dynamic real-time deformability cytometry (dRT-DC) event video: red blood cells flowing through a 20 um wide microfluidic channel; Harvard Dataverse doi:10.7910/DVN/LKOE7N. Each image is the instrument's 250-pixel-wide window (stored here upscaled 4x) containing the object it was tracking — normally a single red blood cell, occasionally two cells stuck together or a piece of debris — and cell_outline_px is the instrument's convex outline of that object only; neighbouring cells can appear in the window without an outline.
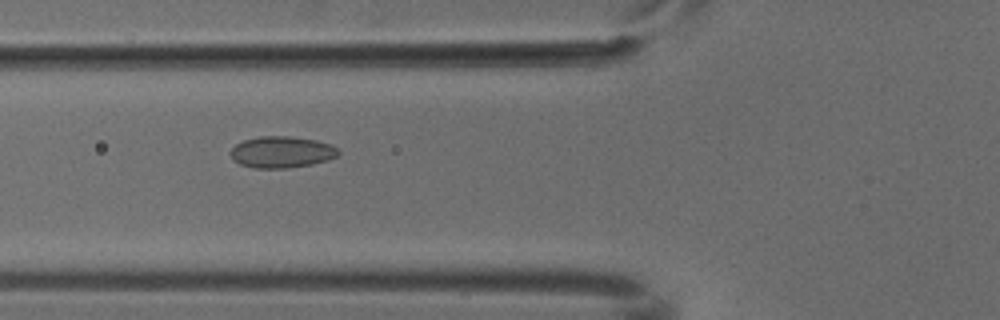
{"species": "common noctule bat (a hibernating species)", "species_latin": "Nyctalus noctula", "temperature_condition": "cold", "stored_images_in_passage": 8, "camera_frame_rate_fps": 3000, "um_per_image_px": 0.085, "animal": {"sex": "male", "body_mass_g": 18.8}, "frame": {"image": 1, "passage_image": 6, "time_ms": 1.667, "image_size_px": [1000, 320], "cell_outline_px": [[340, 152], [336, 156], [328, 160], [312, 164], [288, 168], [252, 168], [240, 164], [228, 152], [236, 144], [244, 140], [260, 136], [292, 136], [316, 140], [332, 144]], "centroid_in_image_um": [23.95, 12.92], "position_along_channel_um": 101.8, "area_um2": 19.83}}
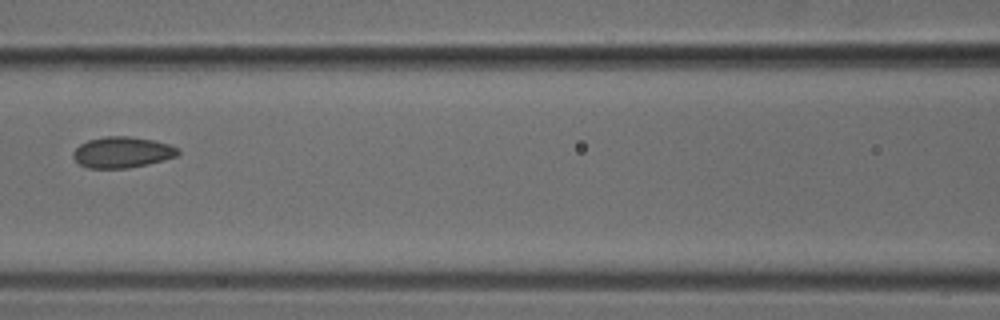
{"frame": {"image": 2, "passage_image": 7, "time_ms": 2.0, "image_size_px": [1000, 320], "cell_outline_px": [[180, 152], [176, 156], [148, 164], [128, 168], [88, 168], [80, 164], [72, 156], [72, 152], [80, 144], [88, 140], [104, 136], [128, 136], [152, 140], [168, 144], [180, 148]], "centroid_in_image_um": [10.38, 12.94], "position_along_channel_um": 156.2, "area_um2": 18.9}}
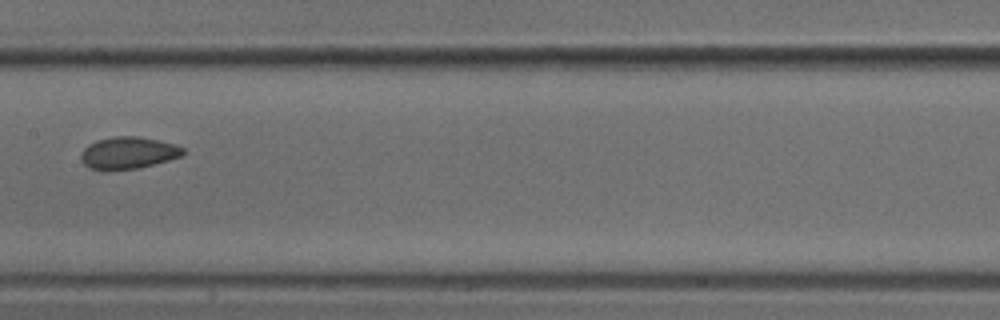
{"frame": {"image": 3, "passage_image": 8, "time_ms": 2.333, "image_size_px": [1000, 320], "cell_outline_px": [[184, 156], [136, 168], [88, 168], [80, 160], [80, 156], [84, 148], [88, 144], [96, 140], [116, 136], [136, 136], [156, 140], [172, 144], [184, 148]], "centroid_in_image_um": [10.89, 12.97], "position_along_channel_um": 196.5, "area_um2": 18.5}}